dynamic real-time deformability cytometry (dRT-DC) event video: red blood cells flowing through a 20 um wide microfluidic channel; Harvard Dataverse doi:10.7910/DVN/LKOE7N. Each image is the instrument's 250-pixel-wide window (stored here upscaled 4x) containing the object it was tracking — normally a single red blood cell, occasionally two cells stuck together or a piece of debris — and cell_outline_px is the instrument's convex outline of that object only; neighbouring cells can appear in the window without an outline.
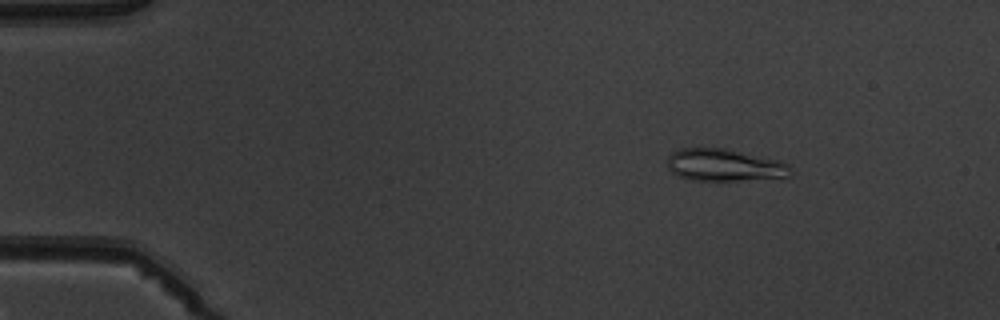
{"species": "common noctule bat (a hibernating species)", "species_latin": "Nyctalus noctula", "temperature_condition": "warm", "stored_images_in_passage": 6, "camera_frame_rate_fps": 3000, "um_per_image_px": 0.085, "animal": {"sex": "male", "body_mass_g": 19.5, "forearm_length_mm": 54.6}, "frame": {"image": 1, "passage_image": 3, "time_ms": 2.333, "image_size_px": [1000, 320], "cell_outline_px": [[792, 172], [788, 176], [740, 180], [688, 180], [676, 176], [668, 168], [668, 156], [672, 152], [680, 148], [724, 148], [780, 160], [788, 164], [792, 168]], "centroid_in_image_um": [61.54, 14.03], "position_along_channel_um": 23.5, "area_um2": 23.12}}
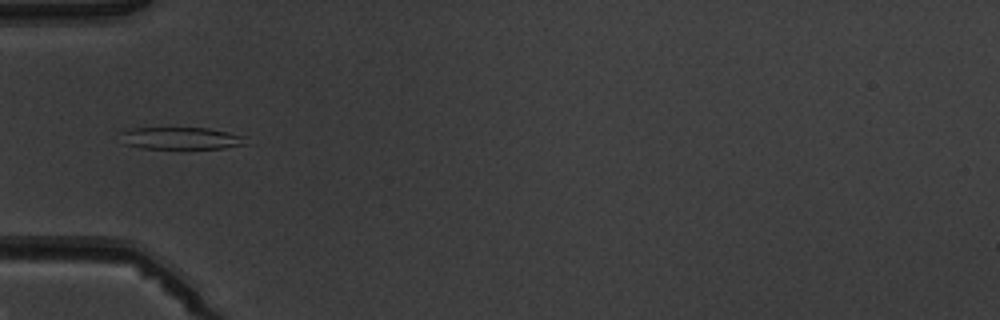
{"frame": {"image": 2, "passage_image": 5, "time_ms": 5.667, "image_size_px": [1000, 320], "cell_outline_px": [[248, 144], [224, 148], [140, 148], [124, 144], [120, 132], [132, 128], [208, 128], [244, 136]], "centroid_in_image_um": [15.38, 11.75], "position_along_channel_um": 69.6, "area_um2": 16.07}}